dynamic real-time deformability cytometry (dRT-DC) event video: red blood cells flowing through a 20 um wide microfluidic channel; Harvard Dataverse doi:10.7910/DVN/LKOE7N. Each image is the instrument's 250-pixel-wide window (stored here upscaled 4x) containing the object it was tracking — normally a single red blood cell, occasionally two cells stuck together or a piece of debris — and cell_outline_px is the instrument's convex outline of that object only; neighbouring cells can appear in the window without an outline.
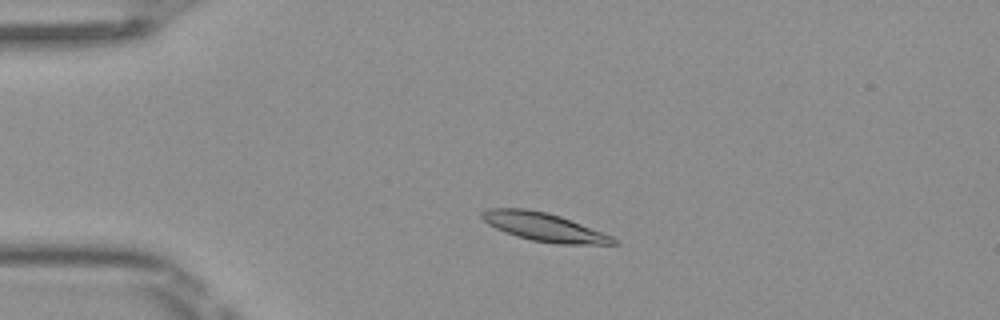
{"species": "Egyptian fruit bat (a non-hibernating species)", "species_latin": "Rousettus aegyptiacus", "temperature_condition": "room temperature", "stored_images_in_passage": 47, "camera_frame_rate_fps": 3000, "um_per_image_px": 0.085, "frame": {"image": 1, "passage_image": 8, "time_ms": 2.333, "image_size_px": [1000, 320], "cell_outline_px": [[620, 244], [560, 244], [532, 240], [516, 236], [504, 232], [488, 224], [480, 216], [480, 212], [488, 208], [528, 208], [548, 212], [560, 216], [612, 236]], "centroid_in_image_um": [46.2, 19.28], "position_along_channel_um": 38.8, "area_um2": 21.68}}
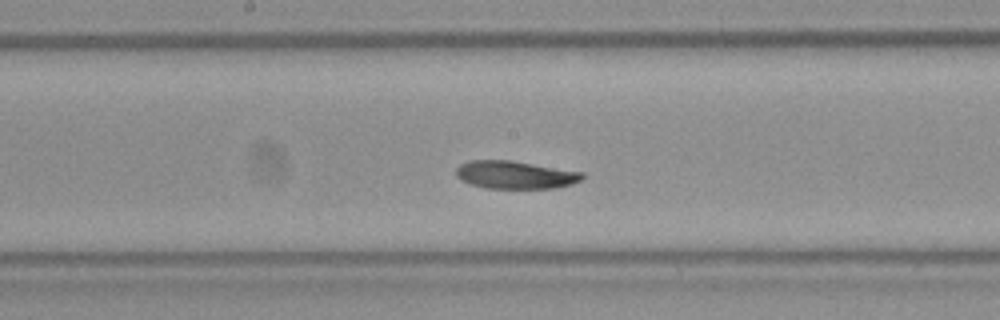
{"frame": {"image": 2, "passage_image": 23, "time_ms": 7.333, "image_size_px": [1000, 320], "cell_outline_px": [[584, 176], [580, 180], [572, 184], [552, 188], [488, 188], [472, 184], [460, 180], [456, 176], [456, 168], [460, 164], [468, 160], [512, 160], [584, 172]], "centroid_in_image_um": [43.78, 14.85], "position_along_channel_um": 204.4, "area_um2": 20.52}}
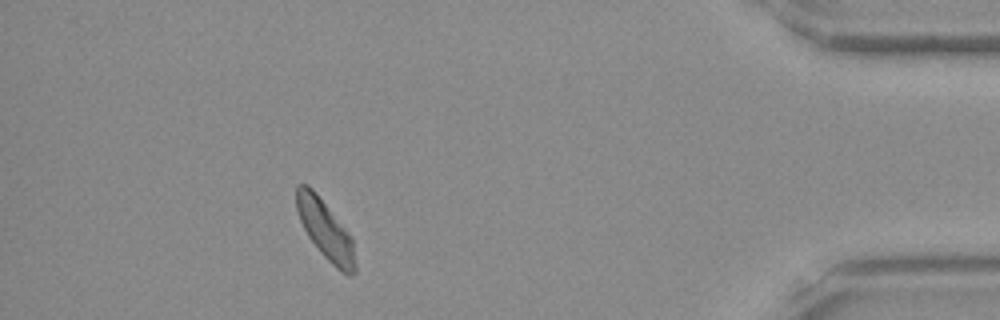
{"frame": {"image": 3, "passage_image": 42, "time_ms": 13.667, "image_size_px": [1000, 320], "cell_outline_px": [[356, 272], [352, 276], [348, 276], [340, 272], [320, 252], [308, 236], [300, 220], [296, 208], [296, 184], [308, 184], [316, 192], [352, 236], [356, 268]], "centroid_in_image_um": [27.67, 19.55], "position_along_channel_um": 407.5, "area_um2": 20.35}, "authors_computed_cell_mechanics": {"area_um2": 20.6924, "velocity_mm_per_s": 4.0123, "shape_relaxation_time_tau1_ms": 2.8281, "shape_relaxation_time_tau2_ms": 3.4938, "deformation_change_tau1": 0.1142, "deformation_change_tau2": 0.0933}}